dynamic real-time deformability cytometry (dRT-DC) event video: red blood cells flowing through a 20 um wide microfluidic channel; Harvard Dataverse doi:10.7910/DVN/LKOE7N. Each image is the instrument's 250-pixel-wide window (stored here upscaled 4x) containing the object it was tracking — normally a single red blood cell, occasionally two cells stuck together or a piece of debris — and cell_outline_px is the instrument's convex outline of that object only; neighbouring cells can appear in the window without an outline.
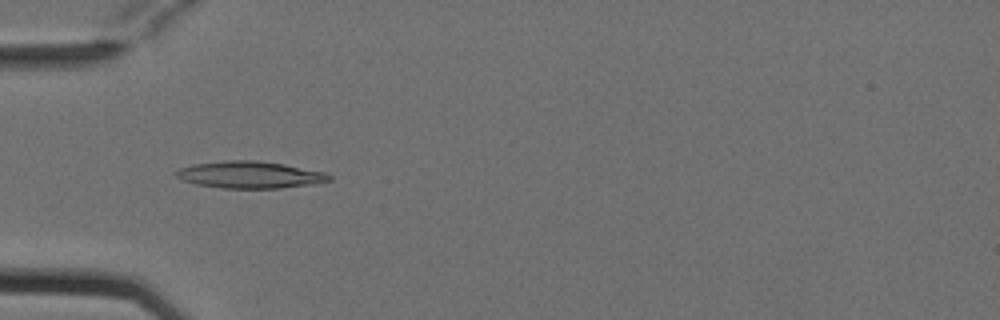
{"species": "Egyptian fruit bat (a non-hibernating species)", "species_latin": "Rousettus aegyptiacus", "temperature_condition": "cold", "stored_images_in_passage": 3, "camera_frame_rate_fps": 3000, "um_per_image_px": 0.085, "animal": {"sex": "female"}, "frame": {"image": 1, "passage_image": 1, "time_ms": 0.0, "image_size_px": [1000, 320], "cell_outline_px": [[332, 180], [316, 184], [280, 188], [220, 188], [196, 184], [184, 180], [176, 176], [172, 172], [180, 168], [192, 164], [228, 160], [256, 160], [284, 164], [324, 172], [332, 176]], "centroid_in_image_um": [21.24, 14.85], "position_along_channel_um": 63.8, "area_um2": 24.16}}
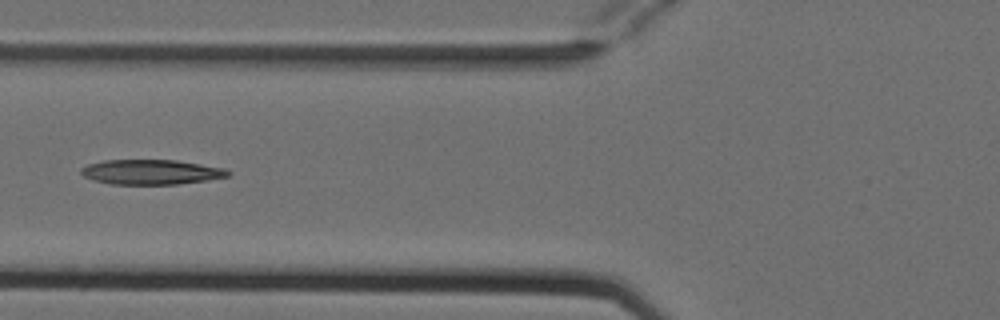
{"frame": {"image": 2, "passage_image": 2, "time_ms": 0.333, "image_size_px": [1000, 320], "cell_outline_px": [[232, 172], [228, 176], [208, 180], [176, 184], [112, 184], [96, 180], [84, 176], [80, 172], [80, 168], [88, 164], [104, 160], [176, 160], [228, 168]], "centroid_in_image_um": [12.9, 14.61], "position_along_channel_um": 112.9, "area_um2": 21.33}}
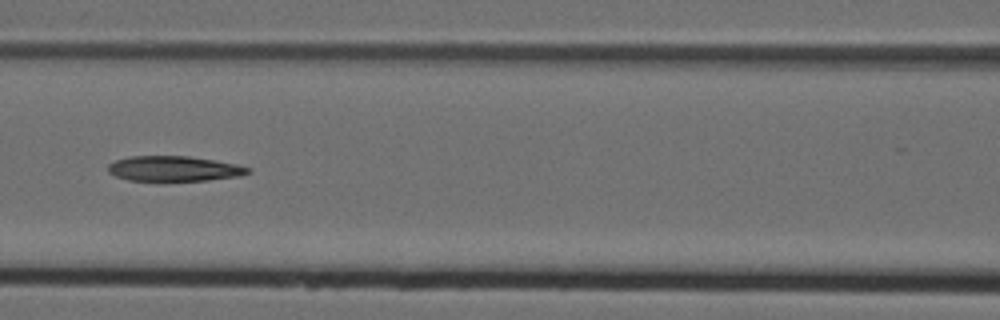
{"frame": {"image": 3, "passage_image": 3, "time_ms": 0.667, "image_size_px": [1000, 320], "cell_outline_px": [[252, 172], [240, 176], [208, 180], [128, 180], [116, 176], [108, 172], [108, 164], [116, 160], [128, 156], [188, 156], [236, 164], [252, 168]], "centroid_in_image_um": [14.8, 14.33], "position_along_channel_um": 151.8, "area_um2": 20.4}}